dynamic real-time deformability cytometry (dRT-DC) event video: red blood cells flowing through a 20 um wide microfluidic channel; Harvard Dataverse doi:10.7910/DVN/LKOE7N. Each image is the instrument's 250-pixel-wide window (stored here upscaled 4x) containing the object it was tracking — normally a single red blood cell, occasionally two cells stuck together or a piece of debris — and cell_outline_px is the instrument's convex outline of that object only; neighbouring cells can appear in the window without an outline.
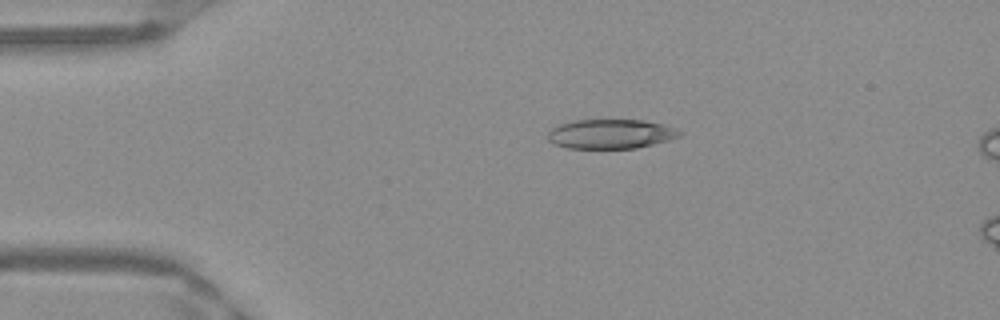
{"species": "Egyptian fruit bat (a non-hibernating species)", "species_latin": "Rousettus aegyptiacus", "temperature_condition": "warm", "stored_images_in_passage": 14, "camera_frame_rate_fps": 3000, "um_per_image_px": 0.085, "frame": {"image": 1, "passage_image": 1, "time_ms": 0.0, "image_size_px": [1000, 320], "cell_outline_px": [[684, 132], [680, 136], [668, 140], [636, 148], [568, 148], [556, 144], [548, 140], [548, 132], [552, 128], [560, 124], [572, 120], [644, 120], [664, 124], [676, 128]], "centroid_in_image_um": [51.94, 11.38], "position_along_channel_um": 33.1, "area_um2": 22.6}}